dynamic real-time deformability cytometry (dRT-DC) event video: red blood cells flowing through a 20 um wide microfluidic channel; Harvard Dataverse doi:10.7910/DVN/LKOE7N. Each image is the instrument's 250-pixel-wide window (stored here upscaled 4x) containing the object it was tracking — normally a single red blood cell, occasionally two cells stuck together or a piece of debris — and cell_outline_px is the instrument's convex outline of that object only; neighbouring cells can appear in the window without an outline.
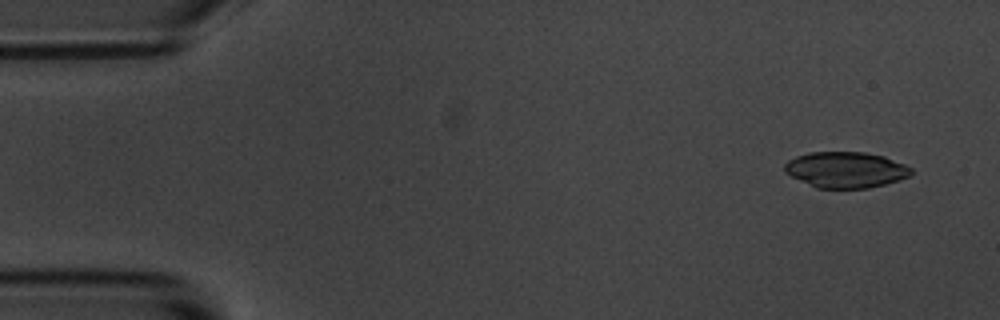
{"species": "common noctule bat (a hibernating species)", "species_latin": "Nyctalus noctula", "temperature_condition": "room temperature", "stored_images_in_passage": 4, "camera_frame_rate_fps": 3000, "um_per_image_px": 0.085, "animal": {"sex": "male", "body_mass_g": 20.1, "forearm_length_mm": 53.5}, "frame": {"image": 1, "passage_image": 1, "time_ms": 0.0, "image_size_px": [1000, 320], "cell_outline_px": [[912, 172], [908, 176], [900, 180], [868, 188], [816, 188], [784, 172], [784, 164], [788, 160], [796, 156], [808, 152], [864, 152], [884, 156], [904, 164], [912, 168]], "centroid_in_image_um": [71.88, 14.42], "position_along_channel_um": 13.1, "area_um2": 26.47}}
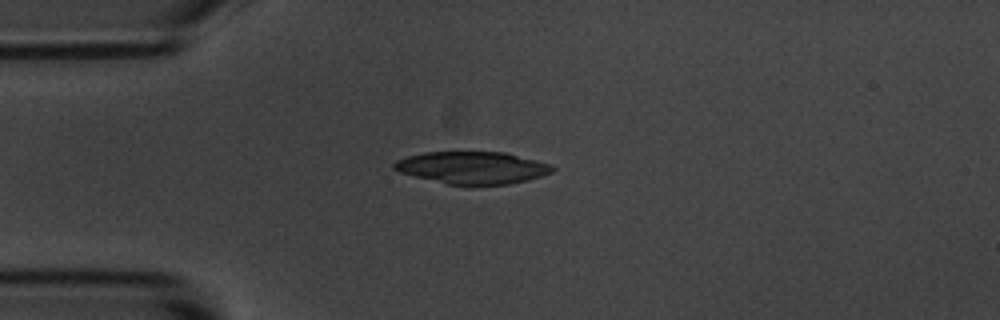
{"frame": {"image": 2, "passage_image": 4, "time_ms": 1.0, "image_size_px": [1000, 320], "cell_outline_px": [[556, 168], [552, 172], [528, 180], [508, 184], [448, 184], [400, 172], [392, 168], [392, 164], [396, 160], [408, 156], [424, 152], [504, 152], [552, 164]], "centroid_in_image_um": [40.17, 14.24], "position_along_channel_um": 44.8, "area_um2": 29.42}}